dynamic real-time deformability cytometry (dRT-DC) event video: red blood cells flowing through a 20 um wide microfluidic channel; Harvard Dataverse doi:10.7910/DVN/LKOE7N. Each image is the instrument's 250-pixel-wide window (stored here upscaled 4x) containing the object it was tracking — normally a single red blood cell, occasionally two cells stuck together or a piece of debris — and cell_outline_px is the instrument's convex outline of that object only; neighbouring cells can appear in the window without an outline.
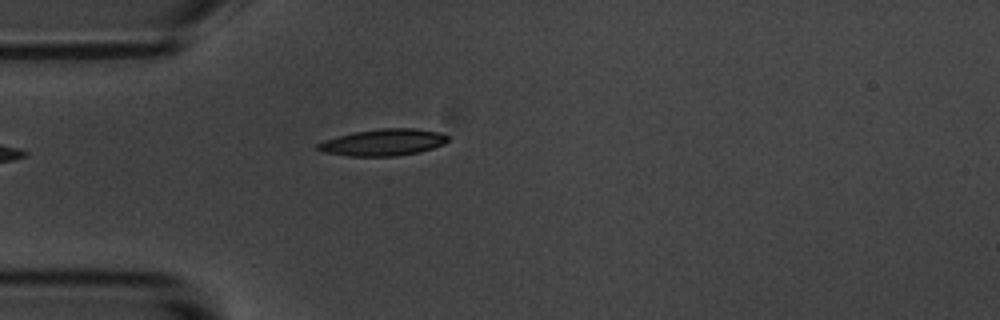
{"species": "common noctule bat (a hibernating species)", "species_latin": "Nyctalus noctula", "temperature_condition": "room temperature", "stored_images_in_passage": 31, "camera_frame_rate_fps": 3000, "um_per_image_px": 0.085, "animal": {"sex": "male", "body_mass_g": 20.1, "forearm_length_mm": 53.5}, "frame": {"image": 1, "passage_image": 1, "time_ms": 0.0, "image_size_px": [1000, 320], "cell_outline_px": [[448, 140], [444, 144], [420, 152], [396, 156], [348, 156], [324, 152], [316, 148], [316, 144], [324, 140], [352, 132], [380, 128], [416, 128], [440, 132], [448, 136]], "centroid_in_image_um": [32.58, 12.09], "position_along_channel_um": 52.4, "area_um2": 20.35}}
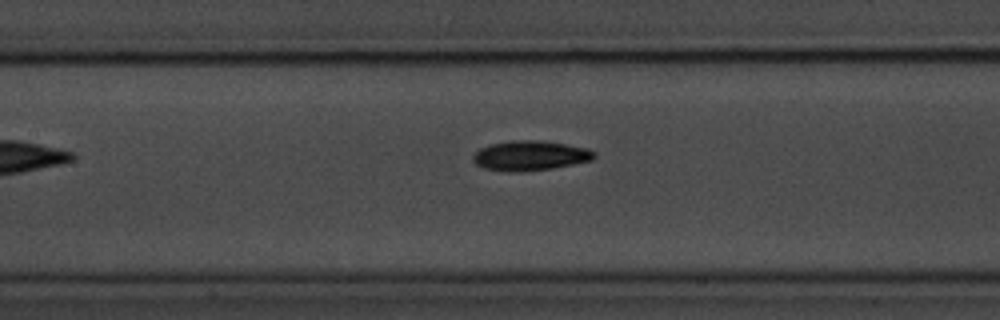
{"frame": {"image": 2, "passage_image": 11, "time_ms": 3.333, "image_size_px": [1000, 320], "cell_outline_px": [[596, 156], [592, 160], [552, 168], [520, 172], [516, 172], [484, 168], [476, 164], [472, 160], [472, 156], [480, 148], [492, 144], [512, 140], [544, 140], [588, 148], [596, 152]], "centroid_in_image_um": [45.08, 13.22], "position_along_channel_um": 162.3, "area_um2": 21.04}}
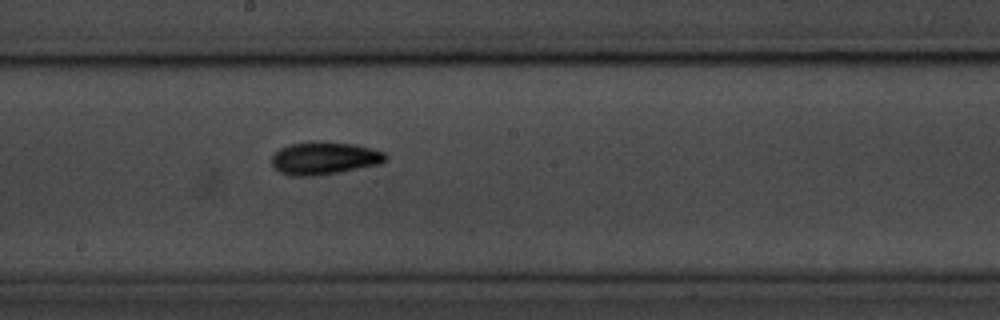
{"frame": {"image": 3, "passage_image": 16, "time_ms": 5.0, "image_size_px": [1000, 320], "cell_outline_px": [[388, 160], [380, 164], [340, 172], [312, 176], [288, 176], [280, 172], [272, 164], [272, 156], [280, 148], [288, 144], [308, 140], [324, 140], [356, 144], [372, 148], [384, 152], [388, 156]], "centroid_in_image_um": [27.58, 13.42], "position_along_channel_um": 220.6, "area_um2": 22.31}, "authors_computed_cell_mechanics": {"area_um2": 20.3456, "velocity_mm_per_s": 3.5085, "shape_relaxation_time_tau1_ms": 2.7923, "shape_relaxation_time_tau2_ms": null, "deformation_change_tau1": 0.1403, "deformation_change_tau2": null}}